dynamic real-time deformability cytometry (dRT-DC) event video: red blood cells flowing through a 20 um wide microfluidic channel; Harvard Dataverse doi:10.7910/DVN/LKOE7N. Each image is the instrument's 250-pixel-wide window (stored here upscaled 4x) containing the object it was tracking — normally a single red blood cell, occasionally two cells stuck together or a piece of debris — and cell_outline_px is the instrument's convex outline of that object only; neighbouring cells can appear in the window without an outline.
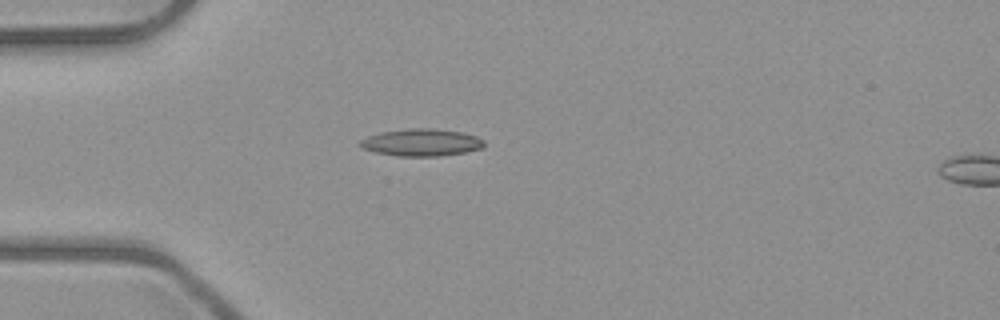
{"species": "common noctule bat (a hibernating species)", "species_latin": "Nyctalus noctula", "temperature_condition": "room temperature", "stored_images_in_passage": 5, "camera_frame_rate_fps": 3000, "um_per_image_px": 0.085, "animal": {"sex": "male", "body_mass_g": 23.1, "forearm_length_mm": 52.7}, "frame": {"image": 1, "passage_image": 4, "time_ms": 4.333, "image_size_px": [1000, 320], "cell_outline_px": [[484, 148], [464, 152], [436, 156], [396, 156], [376, 152], [364, 148], [360, 144], [360, 140], [368, 136], [380, 132], [408, 128], [432, 128], [464, 132], [476, 136], [484, 140]], "centroid_in_image_um": [35.85, 12.1], "position_along_channel_um": 49.1, "area_um2": 19.65}}